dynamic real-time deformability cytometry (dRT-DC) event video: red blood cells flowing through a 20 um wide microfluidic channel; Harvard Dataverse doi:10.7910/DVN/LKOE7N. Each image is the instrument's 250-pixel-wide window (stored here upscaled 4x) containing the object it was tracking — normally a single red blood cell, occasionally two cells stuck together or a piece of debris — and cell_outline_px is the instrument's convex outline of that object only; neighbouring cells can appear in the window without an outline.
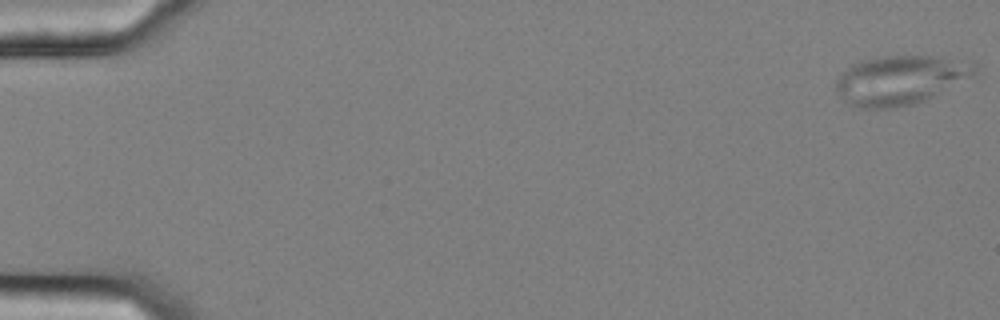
{"species": "common noctule bat (a hibernating species)", "species_latin": "Nyctalus noctula", "temperature_condition": "cold", "stored_images_in_passage": 57, "camera_frame_rate_fps": 3000, "um_per_image_px": 0.085, "animal": {"sex": "female", "body_mass_g": 25.1}, "frame": {"image": 1, "passage_image": 1, "time_ms": 0.0, "image_size_px": [1000, 320], "cell_outline_px": [[976, 72], [972, 76], [924, 100], [912, 104], [888, 108], [860, 108], [848, 104], [844, 100], [836, 88], [836, 80], [852, 64], [864, 60], [880, 56], [932, 56], [976, 64]], "centroid_in_image_um": [76.48, 6.8], "position_along_channel_um": 8.5, "area_um2": 38.78}}
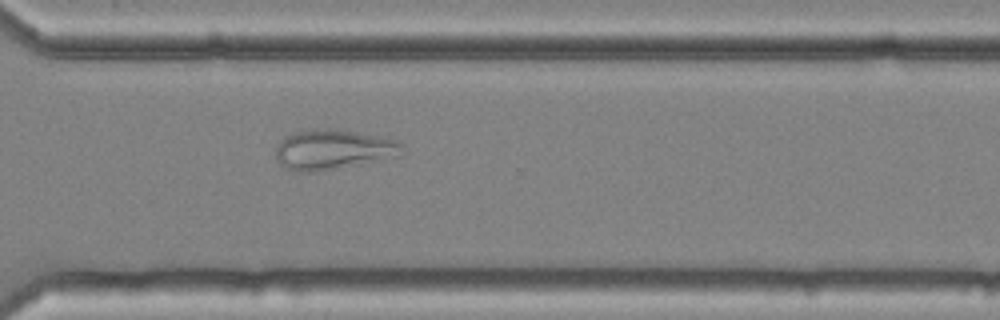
{"frame": {"image": 2, "passage_image": 42, "time_ms": 13.667, "image_size_px": [1000, 320], "cell_outline_px": [[404, 144], [400, 156], [312, 172], [300, 172], [284, 168], [276, 160], [276, 148], [280, 140], [284, 136], [292, 132], [328, 128], [356, 132], [396, 140]], "centroid_in_image_um": [28.27, 12.71], "position_along_channel_um": 342.3, "area_um2": 29.13}}
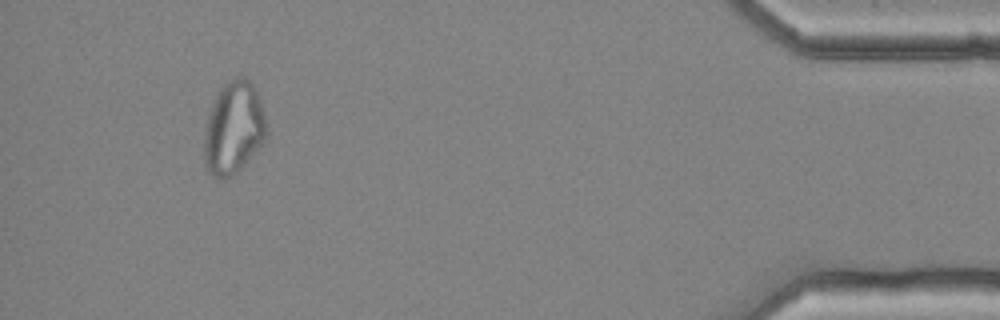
{"frame": {"image": 3, "passage_image": 53, "time_ms": 17.333, "image_size_px": [1000, 320], "cell_outline_px": [[268, 132], [264, 140], [240, 168], [236, 172], [224, 180], [220, 180], [208, 172], [204, 160], [204, 132], [208, 116], [212, 104], [220, 88], [228, 80], [236, 76], [244, 76], [256, 88], [264, 112]], "centroid_in_image_um": [19.85, 10.86], "position_along_channel_um": 415.4, "area_um2": 33.58}}